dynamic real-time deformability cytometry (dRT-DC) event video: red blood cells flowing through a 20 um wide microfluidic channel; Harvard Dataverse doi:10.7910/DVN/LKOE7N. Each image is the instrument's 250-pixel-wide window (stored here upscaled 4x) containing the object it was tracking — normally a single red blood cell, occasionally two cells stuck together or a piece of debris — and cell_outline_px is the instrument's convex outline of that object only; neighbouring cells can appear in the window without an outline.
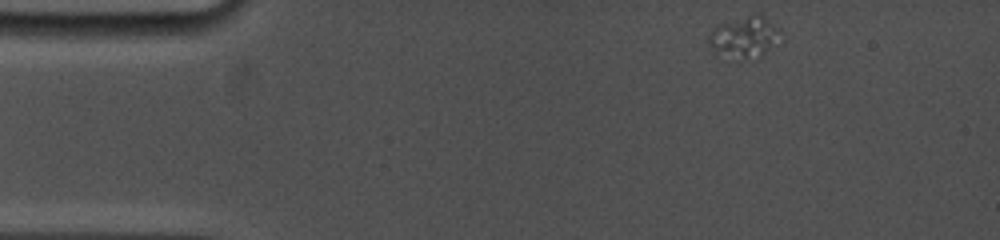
{"species": "common noctule bat (a hibernating species)", "species_latin": "Nyctalus noctula", "temperature_condition": "cold", "stored_images_in_passage": 63, "camera_frame_rate_fps": 5000, "um_per_image_px": 0.085, "animal": {"sex": "female", "body_mass_g": 19.0, "forearm_length_mm": 53.3}, "frame": {"image": 1, "passage_image": 1, "time_ms": 0.0, "image_size_px": [1000, 240], "cell_outline_px": [[780, 32], [764, 52], [760, 56], [744, 56], [712, 52], [708, 40], [708, 36], [712, 28], [716, 24], [756, 12], [760, 12], [780, 28]], "centroid_in_image_um": [63.21, 3.02], "position_along_channel_um": 21.8, "area_um2": 16.59}}
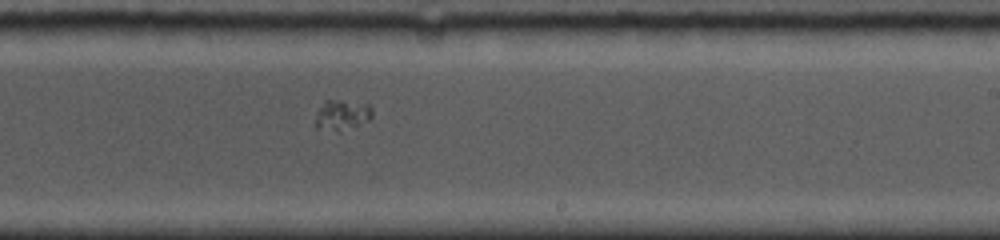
{"frame": {"image": 2, "passage_image": 36, "time_ms": 8.6, "image_size_px": [1000, 240], "cell_outline_px": [[372, 116], [368, 120], [340, 132], [336, 132], [316, 128], [316, 120], [320, 108], [324, 100], [340, 100], [372, 104]], "centroid_in_image_um": [29.1, 9.77], "position_along_channel_um": 259.9, "area_um2": 10.06}}
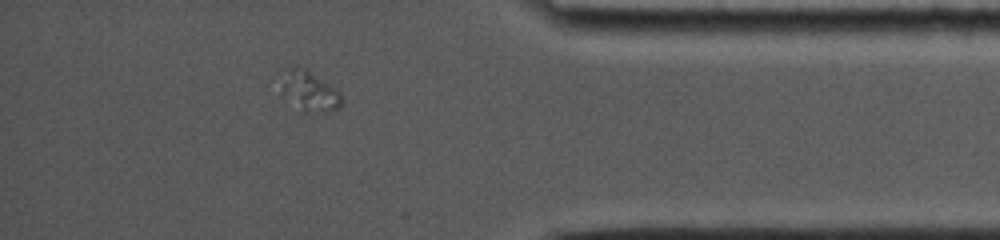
{"frame": {"image": 3, "passage_image": 54, "time_ms": 13.0, "image_size_px": [1000, 240], "cell_outline_px": [[340, 104], [332, 112], [304, 112], [280, 92], [284, 68], [304, 68], [340, 92]], "centroid_in_image_um": [26.26, 7.76], "position_along_channel_um": 408.9, "area_um2": 13.64}}